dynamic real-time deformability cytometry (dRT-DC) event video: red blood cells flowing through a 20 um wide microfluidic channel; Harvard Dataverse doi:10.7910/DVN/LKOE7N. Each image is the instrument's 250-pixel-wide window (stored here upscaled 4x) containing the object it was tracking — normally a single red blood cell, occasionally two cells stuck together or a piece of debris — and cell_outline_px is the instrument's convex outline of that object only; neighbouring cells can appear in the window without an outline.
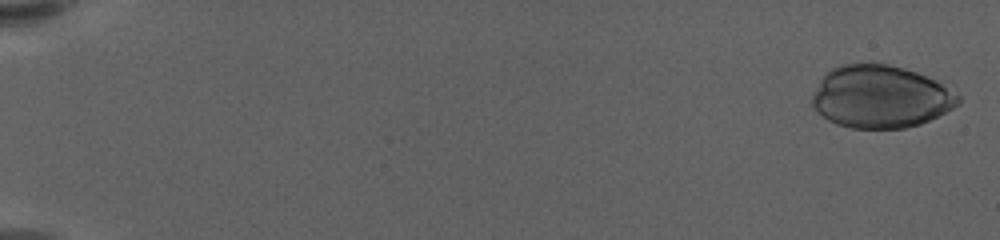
{"species": "human", "species_latin": "Homo sapiens", "temperature_condition": "warm", "stored_images_in_passage": 52, "camera_frame_rate_fps": 3000, "um_per_image_px": 0.085, "donor": {"sex": "female"}, "frame": {"image": 1, "passage_image": 2, "time_ms": 0.333, "image_size_px": [1000, 240], "cell_outline_px": [[960, 104], [920, 124], [904, 128], [852, 128], [836, 124], [828, 120], [816, 112], [812, 108], [812, 92], [824, 72], [840, 64], [860, 60], [872, 60], [904, 68], [928, 76], [936, 80], [960, 96]], "centroid_in_image_um": [74.77, 8.17], "position_along_channel_um": 10.2, "area_um2": 54.27}}
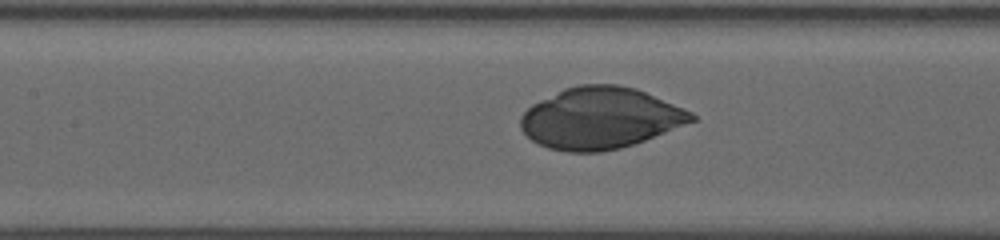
{"frame": {"image": 2, "passage_image": 30, "time_ms": 9.667, "image_size_px": [1000, 240], "cell_outline_px": [[696, 120], [644, 140], [620, 148], [600, 152], [568, 152], [548, 148], [532, 140], [520, 128], [520, 116], [532, 104], [564, 88], [580, 84], [616, 84], [636, 88], [684, 108], [692, 112], [696, 116]], "centroid_in_image_um": [51.0, 10.03], "position_along_channel_um": 156.4, "area_um2": 60.98}}
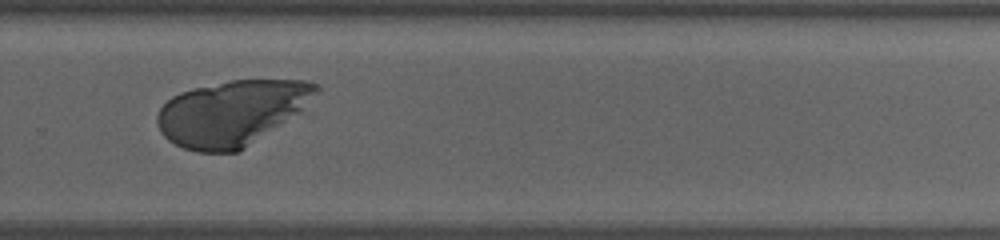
{"frame": {"image": 3, "passage_image": 43, "time_ms": 14.0, "image_size_px": [1000, 240], "cell_outline_px": [[320, 88], [300, 112], [240, 152], [196, 152], [184, 148], [168, 140], [160, 132], [156, 120], [156, 116], [160, 108], [172, 96], [180, 92], [192, 88], [232, 80], [308, 80], [320, 84]], "centroid_in_image_um": [19.69, 9.6], "position_along_channel_um": 310.1, "area_um2": 60.52}}